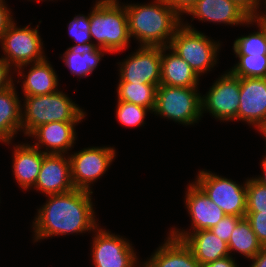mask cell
Wrapping results in <instances>:
<instances>
[{"label":"cell","instance_id":"obj_1","mask_svg":"<svg viewBox=\"0 0 266 267\" xmlns=\"http://www.w3.org/2000/svg\"><path fill=\"white\" fill-rule=\"evenodd\" d=\"M92 194L87 190L73 189L66 193L47 195L48 199L37 209L32 221L33 241L94 231L99 222Z\"/></svg>","mask_w":266,"mask_h":267},{"label":"cell","instance_id":"obj_2","mask_svg":"<svg viewBox=\"0 0 266 267\" xmlns=\"http://www.w3.org/2000/svg\"><path fill=\"white\" fill-rule=\"evenodd\" d=\"M129 34L139 46H169L182 18L165 0L124 4Z\"/></svg>","mask_w":266,"mask_h":267},{"label":"cell","instance_id":"obj_3","mask_svg":"<svg viewBox=\"0 0 266 267\" xmlns=\"http://www.w3.org/2000/svg\"><path fill=\"white\" fill-rule=\"evenodd\" d=\"M95 1L90 11L89 28L91 38L95 39L93 46L116 54L128 49L131 37L124 3L119 0Z\"/></svg>","mask_w":266,"mask_h":267},{"label":"cell","instance_id":"obj_4","mask_svg":"<svg viewBox=\"0 0 266 267\" xmlns=\"http://www.w3.org/2000/svg\"><path fill=\"white\" fill-rule=\"evenodd\" d=\"M22 132L28 137L40 125L57 122H81L86 116L72 98L60 91L39 96H23ZM24 109V110H23Z\"/></svg>","mask_w":266,"mask_h":267},{"label":"cell","instance_id":"obj_5","mask_svg":"<svg viewBox=\"0 0 266 267\" xmlns=\"http://www.w3.org/2000/svg\"><path fill=\"white\" fill-rule=\"evenodd\" d=\"M221 42L206 36L191 24L182 21L169 47L176 52L199 77L212 71L218 64Z\"/></svg>","mask_w":266,"mask_h":267},{"label":"cell","instance_id":"obj_6","mask_svg":"<svg viewBox=\"0 0 266 267\" xmlns=\"http://www.w3.org/2000/svg\"><path fill=\"white\" fill-rule=\"evenodd\" d=\"M198 87H176L160 84L153 114L185 126L194 125L202 117V94Z\"/></svg>","mask_w":266,"mask_h":267},{"label":"cell","instance_id":"obj_7","mask_svg":"<svg viewBox=\"0 0 266 267\" xmlns=\"http://www.w3.org/2000/svg\"><path fill=\"white\" fill-rule=\"evenodd\" d=\"M204 194L221 208L226 215L245 217L247 189L246 181L238 184L232 179L219 176L205 169L199 170L193 181Z\"/></svg>","mask_w":266,"mask_h":267},{"label":"cell","instance_id":"obj_8","mask_svg":"<svg viewBox=\"0 0 266 267\" xmlns=\"http://www.w3.org/2000/svg\"><path fill=\"white\" fill-rule=\"evenodd\" d=\"M15 20L0 38L2 57L16 70L19 66L42 61L46 58L39 25L18 27Z\"/></svg>","mask_w":266,"mask_h":267},{"label":"cell","instance_id":"obj_9","mask_svg":"<svg viewBox=\"0 0 266 267\" xmlns=\"http://www.w3.org/2000/svg\"><path fill=\"white\" fill-rule=\"evenodd\" d=\"M91 258L94 267H142L130 240L98 226L92 231Z\"/></svg>","mask_w":266,"mask_h":267},{"label":"cell","instance_id":"obj_10","mask_svg":"<svg viewBox=\"0 0 266 267\" xmlns=\"http://www.w3.org/2000/svg\"><path fill=\"white\" fill-rule=\"evenodd\" d=\"M115 157L116 149L111 146H92L69 153L74 188L93 192L91 186L109 170Z\"/></svg>","mask_w":266,"mask_h":267},{"label":"cell","instance_id":"obj_11","mask_svg":"<svg viewBox=\"0 0 266 267\" xmlns=\"http://www.w3.org/2000/svg\"><path fill=\"white\" fill-rule=\"evenodd\" d=\"M239 97L240 78L227 70L215 80L207 93L201 96L202 116L209 113L221 122L237 121Z\"/></svg>","mask_w":266,"mask_h":267},{"label":"cell","instance_id":"obj_12","mask_svg":"<svg viewBox=\"0 0 266 267\" xmlns=\"http://www.w3.org/2000/svg\"><path fill=\"white\" fill-rule=\"evenodd\" d=\"M119 65V82L159 86L161 82V47L138 46Z\"/></svg>","mask_w":266,"mask_h":267},{"label":"cell","instance_id":"obj_13","mask_svg":"<svg viewBox=\"0 0 266 267\" xmlns=\"http://www.w3.org/2000/svg\"><path fill=\"white\" fill-rule=\"evenodd\" d=\"M188 185L184 203L192 225L188 230L172 227L169 231V234L181 240L191 232L213 228L226 216L194 182Z\"/></svg>","mask_w":266,"mask_h":267},{"label":"cell","instance_id":"obj_14","mask_svg":"<svg viewBox=\"0 0 266 267\" xmlns=\"http://www.w3.org/2000/svg\"><path fill=\"white\" fill-rule=\"evenodd\" d=\"M202 22L225 25H255V18H251L232 0H198L186 13Z\"/></svg>","mask_w":266,"mask_h":267},{"label":"cell","instance_id":"obj_15","mask_svg":"<svg viewBox=\"0 0 266 267\" xmlns=\"http://www.w3.org/2000/svg\"><path fill=\"white\" fill-rule=\"evenodd\" d=\"M33 189L45 196L75 189L71 180L69 155L45 154Z\"/></svg>","mask_w":266,"mask_h":267},{"label":"cell","instance_id":"obj_16","mask_svg":"<svg viewBox=\"0 0 266 267\" xmlns=\"http://www.w3.org/2000/svg\"><path fill=\"white\" fill-rule=\"evenodd\" d=\"M239 98L237 120L256 130L266 116V78H240Z\"/></svg>","mask_w":266,"mask_h":267},{"label":"cell","instance_id":"obj_17","mask_svg":"<svg viewBox=\"0 0 266 267\" xmlns=\"http://www.w3.org/2000/svg\"><path fill=\"white\" fill-rule=\"evenodd\" d=\"M79 123L57 121L46 123L37 127L28 137L35 138L36 142L34 141L32 145L45 154L69 155L68 151L74 148L77 140L75 126Z\"/></svg>","mask_w":266,"mask_h":267},{"label":"cell","instance_id":"obj_18","mask_svg":"<svg viewBox=\"0 0 266 267\" xmlns=\"http://www.w3.org/2000/svg\"><path fill=\"white\" fill-rule=\"evenodd\" d=\"M31 66L26 74L25 67ZM15 72L22 78L24 96H39L55 93L59 90V78L46 57L44 60L19 66Z\"/></svg>","mask_w":266,"mask_h":267},{"label":"cell","instance_id":"obj_19","mask_svg":"<svg viewBox=\"0 0 266 267\" xmlns=\"http://www.w3.org/2000/svg\"><path fill=\"white\" fill-rule=\"evenodd\" d=\"M12 146V172L14 179L20 189L31 190L38 179L45 153L28 142Z\"/></svg>","mask_w":266,"mask_h":267},{"label":"cell","instance_id":"obj_20","mask_svg":"<svg viewBox=\"0 0 266 267\" xmlns=\"http://www.w3.org/2000/svg\"><path fill=\"white\" fill-rule=\"evenodd\" d=\"M165 239L142 267H202L183 240L169 233Z\"/></svg>","mask_w":266,"mask_h":267},{"label":"cell","instance_id":"obj_21","mask_svg":"<svg viewBox=\"0 0 266 267\" xmlns=\"http://www.w3.org/2000/svg\"><path fill=\"white\" fill-rule=\"evenodd\" d=\"M200 79L198 74L189 66V63L169 46L161 47L160 84L176 87H199Z\"/></svg>","mask_w":266,"mask_h":267},{"label":"cell","instance_id":"obj_22","mask_svg":"<svg viewBox=\"0 0 266 267\" xmlns=\"http://www.w3.org/2000/svg\"><path fill=\"white\" fill-rule=\"evenodd\" d=\"M16 87L14 84L0 91V142L6 145L13 143L18 131L22 132V104Z\"/></svg>","mask_w":266,"mask_h":267},{"label":"cell","instance_id":"obj_23","mask_svg":"<svg viewBox=\"0 0 266 267\" xmlns=\"http://www.w3.org/2000/svg\"><path fill=\"white\" fill-rule=\"evenodd\" d=\"M182 240L202 266L230 255L228 243L213 234L210 229L191 232Z\"/></svg>","mask_w":266,"mask_h":267},{"label":"cell","instance_id":"obj_24","mask_svg":"<svg viewBox=\"0 0 266 267\" xmlns=\"http://www.w3.org/2000/svg\"><path fill=\"white\" fill-rule=\"evenodd\" d=\"M109 52L103 48L91 46L88 48L68 47L61 58L72 75L88 77L98 67L101 58Z\"/></svg>","mask_w":266,"mask_h":267},{"label":"cell","instance_id":"obj_25","mask_svg":"<svg viewBox=\"0 0 266 267\" xmlns=\"http://www.w3.org/2000/svg\"><path fill=\"white\" fill-rule=\"evenodd\" d=\"M228 248L230 256L233 251H236L248 260L254 258L262 250L263 246L258 241L246 217H242L232 231Z\"/></svg>","mask_w":266,"mask_h":267},{"label":"cell","instance_id":"obj_26","mask_svg":"<svg viewBox=\"0 0 266 267\" xmlns=\"http://www.w3.org/2000/svg\"><path fill=\"white\" fill-rule=\"evenodd\" d=\"M157 88L158 86L156 85L118 82L116 89L117 101L134 103L146 107L153 112L155 108Z\"/></svg>","mask_w":266,"mask_h":267},{"label":"cell","instance_id":"obj_27","mask_svg":"<svg viewBox=\"0 0 266 267\" xmlns=\"http://www.w3.org/2000/svg\"><path fill=\"white\" fill-rule=\"evenodd\" d=\"M258 31L240 36L233 42L235 55H266V27L255 18Z\"/></svg>","mask_w":266,"mask_h":267},{"label":"cell","instance_id":"obj_28","mask_svg":"<svg viewBox=\"0 0 266 267\" xmlns=\"http://www.w3.org/2000/svg\"><path fill=\"white\" fill-rule=\"evenodd\" d=\"M237 63L229 71L239 78H266V55H235Z\"/></svg>","mask_w":266,"mask_h":267},{"label":"cell","instance_id":"obj_29","mask_svg":"<svg viewBox=\"0 0 266 267\" xmlns=\"http://www.w3.org/2000/svg\"><path fill=\"white\" fill-rule=\"evenodd\" d=\"M148 112L152 113V111L146 107L125 101H117L116 118L123 126H144V120Z\"/></svg>","mask_w":266,"mask_h":267},{"label":"cell","instance_id":"obj_30","mask_svg":"<svg viewBox=\"0 0 266 267\" xmlns=\"http://www.w3.org/2000/svg\"><path fill=\"white\" fill-rule=\"evenodd\" d=\"M90 13L88 15L77 14L68 24V33L76 41L73 48H88L93 46L90 35Z\"/></svg>","mask_w":266,"mask_h":267},{"label":"cell","instance_id":"obj_31","mask_svg":"<svg viewBox=\"0 0 266 267\" xmlns=\"http://www.w3.org/2000/svg\"><path fill=\"white\" fill-rule=\"evenodd\" d=\"M246 213H266V186L253 177L247 178Z\"/></svg>","mask_w":266,"mask_h":267},{"label":"cell","instance_id":"obj_32","mask_svg":"<svg viewBox=\"0 0 266 267\" xmlns=\"http://www.w3.org/2000/svg\"><path fill=\"white\" fill-rule=\"evenodd\" d=\"M245 217L260 244L266 247V213H246Z\"/></svg>","mask_w":266,"mask_h":267},{"label":"cell","instance_id":"obj_33","mask_svg":"<svg viewBox=\"0 0 266 267\" xmlns=\"http://www.w3.org/2000/svg\"><path fill=\"white\" fill-rule=\"evenodd\" d=\"M241 218L242 217L239 216L226 215L216 226H214L210 230L213 234L228 243L232 231Z\"/></svg>","mask_w":266,"mask_h":267},{"label":"cell","instance_id":"obj_34","mask_svg":"<svg viewBox=\"0 0 266 267\" xmlns=\"http://www.w3.org/2000/svg\"><path fill=\"white\" fill-rule=\"evenodd\" d=\"M14 70V71H12ZM15 73V69L2 57L0 56V91L5 90L15 83L12 74Z\"/></svg>","mask_w":266,"mask_h":267},{"label":"cell","instance_id":"obj_35","mask_svg":"<svg viewBox=\"0 0 266 267\" xmlns=\"http://www.w3.org/2000/svg\"><path fill=\"white\" fill-rule=\"evenodd\" d=\"M251 18H255L261 11L263 0H232ZM261 5V6H260ZM260 9V10H259Z\"/></svg>","mask_w":266,"mask_h":267},{"label":"cell","instance_id":"obj_36","mask_svg":"<svg viewBox=\"0 0 266 267\" xmlns=\"http://www.w3.org/2000/svg\"><path fill=\"white\" fill-rule=\"evenodd\" d=\"M14 20L15 18L13 19L12 11L8 8V5L0 4V38Z\"/></svg>","mask_w":266,"mask_h":267},{"label":"cell","instance_id":"obj_37","mask_svg":"<svg viewBox=\"0 0 266 267\" xmlns=\"http://www.w3.org/2000/svg\"><path fill=\"white\" fill-rule=\"evenodd\" d=\"M170 7H172L181 17L183 14H186L189 9L198 1V0H165Z\"/></svg>","mask_w":266,"mask_h":267},{"label":"cell","instance_id":"obj_38","mask_svg":"<svg viewBox=\"0 0 266 267\" xmlns=\"http://www.w3.org/2000/svg\"><path fill=\"white\" fill-rule=\"evenodd\" d=\"M235 258L233 256H227L218 260H215L213 262L207 263L203 265L202 267H240L237 265Z\"/></svg>","mask_w":266,"mask_h":267},{"label":"cell","instance_id":"obj_39","mask_svg":"<svg viewBox=\"0 0 266 267\" xmlns=\"http://www.w3.org/2000/svg\"><path fill=\"white\" fill-rule=\"evenodd\" d=\"M251 266L249 267H266V247H263L262 250L252 259Z\"/></svg>","mask_w":266,"mask_h":267},{"label":"cell","instance_id":"obj_40","mask_svg":"<svg viewBox=\"0 0 266 267\" xmlns=\"http://www.w3.org/2000/svg\"><path fill=\"white\" fill-rule=\"evenodd\" d=\"M261 168L263 169L262 175H258L257 177H253L256 181H258L260 184L266 186V153L265 156L263 155L262 161H261Z\"/></svg>","mask_w":266,"mask_h":267},{"label":"cell","instance_id":"obj_41","mask_svg":"<svg viewBox=\"0 0 266 267\" xmlns=\"http://www.w3.org/2000/svg\"><path fill=\"white\" fill-rule=\"evenodd\" d=\"M263 6L265 5V7H261L264 8L265 11H260L259 14L255 17L257 20H259L265 27H266V0H263Z\"/></svg>","mask_w":266,"mask_h":267},{"label":"cell","instance_id":"obj_42","mask_svg":"<svg viewBox=\"0 0 266 267\" xmlns=\"http://www.w3.org/2000/svg\"><path fill=\"white\" fill-rule=\"evenodd\" d=\"M257 131H259V133L263 136V138L265 140V144H266V116H265L263 122L257 128Z\"/></svg>","mask_w":266,"mask_h":267},{"label":"cell","instance_id":"obj_43","mask_svg":"<svg viewBox=\"0 0 266 267\" xmlns=\"http://www.w3.org/2000/svg\"><path fill=\"white\" fill-rule=\"evenodd\" d=\"M0 4H7L5 0H0Z\"/></svg>","mask_w":266,"mask_h":267}]
</instances>
